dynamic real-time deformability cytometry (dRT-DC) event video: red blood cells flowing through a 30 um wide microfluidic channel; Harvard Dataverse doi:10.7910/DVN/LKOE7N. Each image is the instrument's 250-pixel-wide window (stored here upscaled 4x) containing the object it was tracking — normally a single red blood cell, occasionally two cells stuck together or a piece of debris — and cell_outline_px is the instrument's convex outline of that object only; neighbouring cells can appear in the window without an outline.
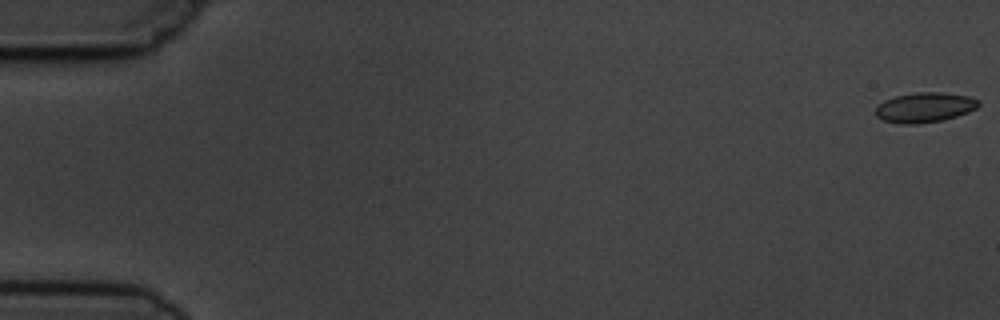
{"species": "common noctule bat (a hibernating species)", "species_latin": "Nyctalus noctula", "temperature_condition": "cold", "stored_images_in_passage": 4, "camera_frame_rate_fps": 3000, "um_per_image_px": 0.085, "animal": {"sex": "male", "body_mass_g": 19.5, "forearm_length_mm": 54.6}, "frame": {"image": 1, "passage_image": 1, "time_ms": 0.0, "image_size_px": [1000, 320], "cell_outline_px": [[980, 104], [976, 108], [968, 112], [956, 116], [940, 120], [920, 124], [900, 124], [884, 120], [876, 116], [876, 108], [884, 100], [896, 96], [916, 92], [944, 92], [968, 96], [980, 100]], "centroid_in_image_um": [78.61, 9.12], "position_along_channel_um": 6.4, "area_um2": 17.92}}